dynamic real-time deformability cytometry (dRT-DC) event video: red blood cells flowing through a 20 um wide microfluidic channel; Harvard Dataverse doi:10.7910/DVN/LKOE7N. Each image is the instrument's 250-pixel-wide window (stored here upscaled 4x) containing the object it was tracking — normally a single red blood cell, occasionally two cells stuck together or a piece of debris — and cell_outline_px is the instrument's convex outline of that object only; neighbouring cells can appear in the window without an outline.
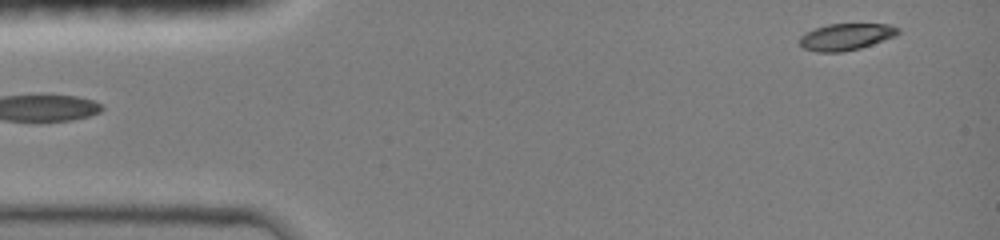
{"species": "common noctule bat (a hibernating species)", "species_latin": "Nyctalus noctula", "temperature_condition": "room temperature", "stored_images_in_passage": 8, "camera_frame_rate_fps": 3000, "um_per_image_px": 0.085, "animal": {"sex": "female", "body_mass_g": 19.0, "forearm_length_mm": 51.5}, "frame": {"image": 1, "passage_image": 1, "time_ms": 0.0, "image_size_px": [1000, 240], "cell_outline_px": [[900, 32], [896, 36], [860, 48], [844, 52], [816, 52], [804, 48], [800, 44], [800, 36], [816, 28], [828, 24], [888, 24], [900, 28]], "centroid_in_image_um": [71.94, 3.13], "position_along_channel_um": 13.1, "area_um2": 15.26}}
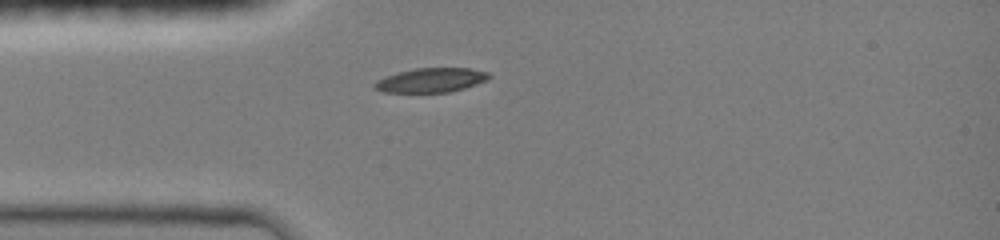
{"frame": {"image": 2, "passage_image": 7, "time_ms": 3.0, "image_size_px": [1000, 240], "cell_outline_px": [[492, 76], [488, 80], [464, 88], [448, 92], [384, 92], [376, 88], [372, 84], [376, 80], [384, 76], [396, 72], [416, 68], [468, 68], [488, 72]], "centroid_in_image_um": [36.63, 6.8], "position_along_channel_um": 48.4, "area_um2": 16.24}}